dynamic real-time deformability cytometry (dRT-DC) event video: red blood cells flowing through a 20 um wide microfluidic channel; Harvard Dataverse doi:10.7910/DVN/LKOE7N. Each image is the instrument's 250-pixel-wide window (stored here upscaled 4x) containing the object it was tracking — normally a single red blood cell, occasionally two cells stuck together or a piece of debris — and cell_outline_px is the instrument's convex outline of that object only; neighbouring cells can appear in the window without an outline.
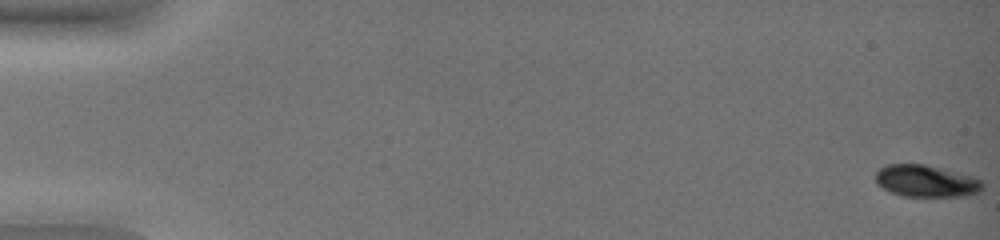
{"species": "common noctule bat (a hibernating species)", "species_latin": "Nyctalus noctula", "temperature_condition": "warm", "stored_images_in_passage": 52, "camera_frame_rate_fps": 3000, "um_per_image_px": 0.085, "animal": {"sex": "female", "body_mass_g": 19.0, "forearm_length_mm": 51.5}, "frame": {"image": 1, "passage_image": 1, "time_ms": 0.0, "image_size_px": [1000, 240], "cell_outline_px": [[984, 188], [980, 192], [964, 196], [900, 196], [876, 184], [876, 172], [884, 164], [924, 164], [972, 176], [980, 180], [984, 184]], "centroid_in_image_um": [78.72, 15.39], "position_along_channel_um": 6.3, "area_um2": 19.88}}
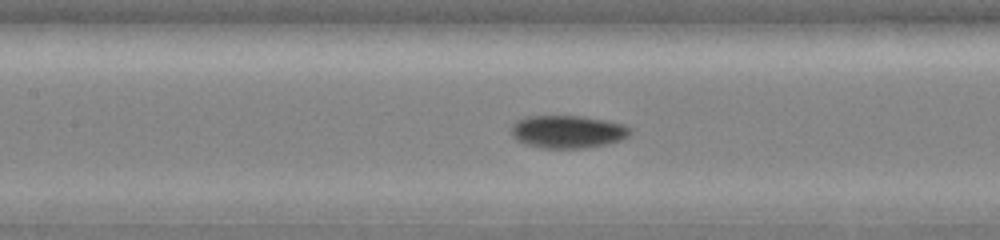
{"frame": {"image": 2, "passage_image": 27, "time_ms": 8.667, "image_size_px": [1000, 240], "cell_outline_px": [[632, 132], [628, 136], [620, 140], [604, 144], [584, 148], [540, 148], [516, 140], [512, 136], [512, 124], [516, 120], [524, 116], [584, 116], [624, 124], [632, 128]], "centroid_in_image_um": [48.25, 11.18], "position_along_channel_um": 159.2, "area_um2": 22.77}}
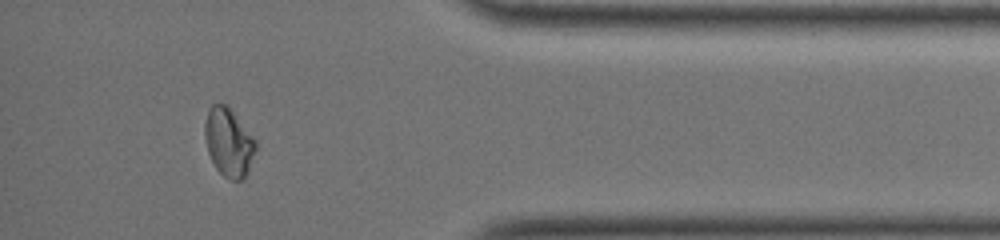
{"frame": {"image": 3, "passage_image": 48, "time_ms": 15.667, "image_size_px": [1000, 240], "cell_outline_px": [[256, 148], [248, 172], [244, 180], [228, 180], [216, 168], [208, 152], [204, 136], [204, 124], [208, 108], [212, 104], [228, 104], [256, 140]], "centroid_in_image_um": [19.44, 12.08], "position_along_channel_um": 415.8, "area_um2": 20.52}, "authors_computed_cell_mechanics": {"area_um2": 21.5883, "velocity_mm_per_s": 3.8866, "shape_relaxation_time_tau1_ms": 8.3778, "shape_relaxation_time_tau2_ms": null, "deformation_change_tau1": 0.2227, "deformation_change_tau2": null}}